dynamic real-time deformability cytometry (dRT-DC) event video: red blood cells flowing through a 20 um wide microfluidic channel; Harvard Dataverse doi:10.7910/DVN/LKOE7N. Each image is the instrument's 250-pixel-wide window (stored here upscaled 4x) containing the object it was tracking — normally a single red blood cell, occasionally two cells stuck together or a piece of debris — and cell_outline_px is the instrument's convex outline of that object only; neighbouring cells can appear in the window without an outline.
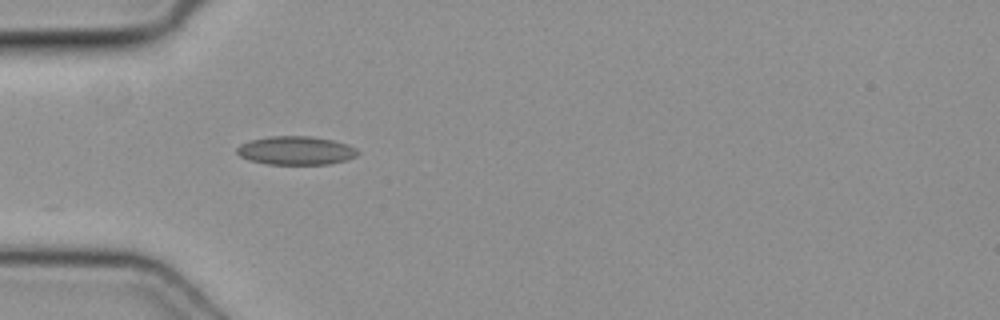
{"species": "common noctule bat (a hibernating species)", "species_latin": "Nyctalus noctula", "temperature_condition": "cold", "stored_images_in_passage": 35, "camera_frame_rate_fps": 3000, "um_per_image_px": 0.085, "animal": {"sex": "female", "body_mass_g": 19.3, "forearm_length_mm": 54.1}, "frame": {"image": 1, "passage_image": 1, "time_ms": 0.0, "image_size_px": [1000, 320], "cell_outline_px": [[360, 152], [356, 156], [344, 160], [328, 164], [268, 164], [252, 160], [240, 156], [236, 152], [236, 148], [240, 144], [252, 140], [268, 136], [308, 136], [332, 140], [348, 144], [356, 148]], "centroid_in_image_um": [25.16, 12.79], "position_along_channel_um": 59.8, "area_um2": 19.94}}
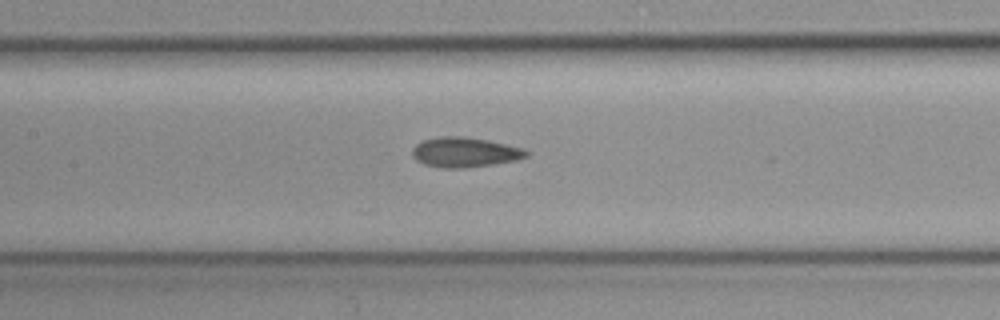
{"frame": {"image": 2, "passage_image": 9, "time_ms": 2.667, "image_size_px": [1000, 320], "cell_outline_px": [[528, 156], [516, 160], [492, 164], [464, 168], [444, 168], [424, 164], [416, 160], [412, 156], [412, 148], [416, 144], [424, 140], [440, 136], [464, 136], [488, 140], [524, 148], [528, 152]], "centroid_in_image_um": [39.5, 12.93], "position_along_channel_um": 167.9, "area_um2": 19.88}}
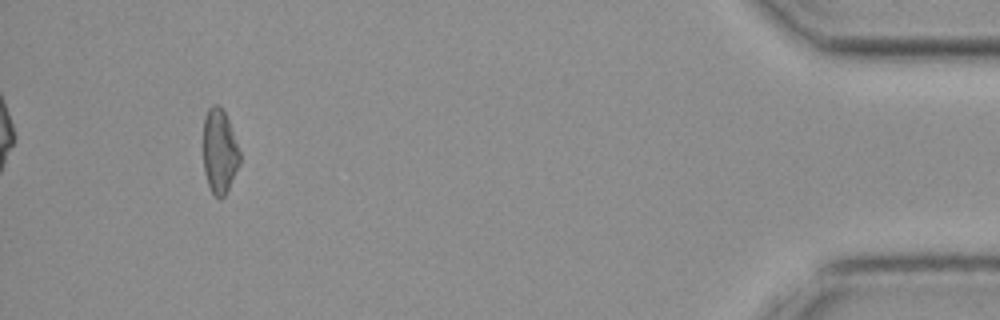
{"frame": {"image": 3, "passage_image": 32, "time_ms": 10.333, "image_size_px": [1000, 320], "cell_outline_px": [[240, 164], [224, 196], [220, 200], [212, 192], [208, 184], [204, 172], [204, 116], [208, 108], [212, 104], [220, 104], [228, 120], [240, 152]], "centroid_in_image_um": [18.66, 12.84], "position_along_channel_um": 416.5, "area_um2": 17.86}}